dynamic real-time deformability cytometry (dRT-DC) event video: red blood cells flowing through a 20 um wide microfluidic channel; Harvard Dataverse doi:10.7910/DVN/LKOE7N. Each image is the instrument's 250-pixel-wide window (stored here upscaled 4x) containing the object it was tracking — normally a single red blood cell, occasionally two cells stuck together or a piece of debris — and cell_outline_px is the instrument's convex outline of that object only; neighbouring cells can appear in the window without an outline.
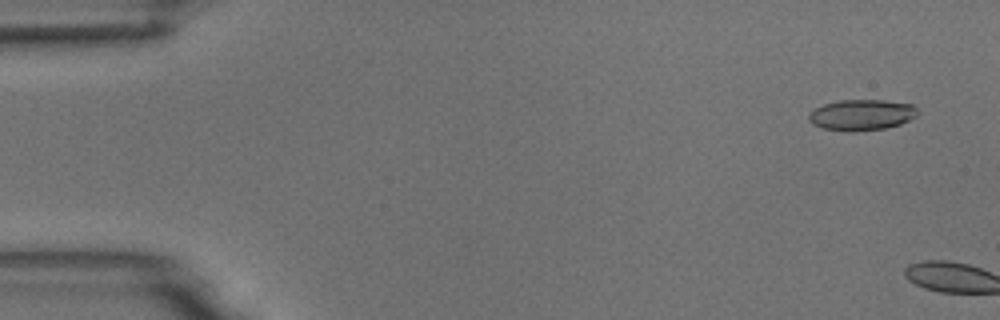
{"species": "common noctule bat (a hibernating species)", "species_latin": "Nyctalus noctula", "temperature_condition": "room temperature", "stored_images_in_passage": 5, "camera_frame_rate_fps": 3000, "um_per_image_px": 0.085, "animal": {"sex": "male", "body_mass_g": 18.8}, "frame": {"image": 1, "passage_image": 3, "time_ms": 0.667, "image_size_px": [1000, 320], "cell_outline_px": [[916, 116], [900, 124], [884, 128], [852, 132], [848, 132], [824, 128], [812, 124], [808, 120], [808, 112], [824, 104], [840, 100], [884, 100], [912, 104], [916, 108]], "centroid_in_image_um": [73.2, 9.76], "position_along_channel_um": 11.8, "area_um2": 19.54}}